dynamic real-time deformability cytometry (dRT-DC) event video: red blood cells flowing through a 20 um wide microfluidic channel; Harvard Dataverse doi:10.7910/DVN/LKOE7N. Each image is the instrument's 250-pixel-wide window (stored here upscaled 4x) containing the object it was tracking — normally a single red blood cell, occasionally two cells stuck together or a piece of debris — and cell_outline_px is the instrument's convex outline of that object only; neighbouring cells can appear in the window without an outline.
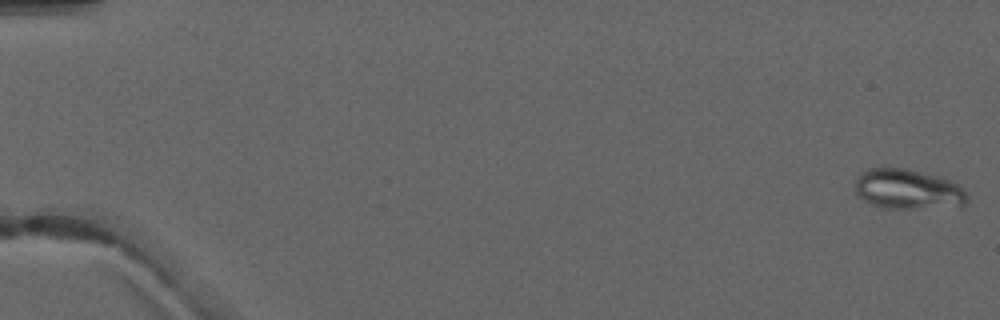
{"species": "common noctule bat (a hibernating species)", "species_latin": "Nyctalus noctula", "temperature_condition": "warm", "stored_images_in_passage": 3, "camera_frame_rate_fps": 3000, "um_per_image_px": 0.085, "animal": {"sex": "male", "forearm_length_mm": 52.5}, "frame": {"image": 1, "passage_image": 1, "time_ms": 0.0, "image_size_px": [1000, 320], "cell_outline_px": [[968, 200], [964, 204], [912, 208], [884, 208], [872, 204], [856, 196], [856, 176], [860, 172], [868, 168], [884, 164], [908, 168], [940, 176], [952, 180], [964, 188], [968, 196]], "centroid_in_image_um": [77.1, 16.01], "position_along_channel_um": 7.9, "area_um2": 26.76}}